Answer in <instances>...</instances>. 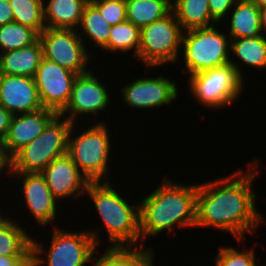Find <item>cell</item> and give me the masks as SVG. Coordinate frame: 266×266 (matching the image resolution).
I'll list each match as a JSON object with an SVG mask.
<instances>
[{"instance_id":"obj_40","label":"cell","mask_w":266,"mask_h":266,"mask_svg":"<svg viewBox=\"0 0 266 266\" xmlns=\"http://www.w3.org/2000/svg\"><path fill=\"white\" fill-rule=\"evenodd\" d=\"M171 4L174 3L176 0H168Z\"/></svg>"},{"instance_id":"obj_17","label":"cell","mask_w":266,"mask_h":266,"mask_svg":"<svg viewBox=\"0 0 266 266\" xmlns=\"http://www.w3.org/2000/svg\"><path fill=\"white\" fill-rule=\"evenodd\" d=\"M0 105L12 115L43 108L34 78L0 74Z\"/></svg>"},{"instance_id":"obj_15","label":"cell","mask_w":266,"mask_h":266,"mask_svg":"<svg viewBox=\"0 0 266 266\" xmlns=\"http://www.w3.org/2000/svg\"><path fill=\"white\" fill-rule=\"evenodd\" d=\"M52 195L58 201L64 199H79L86 197V191L90 181L78 169L71 157L66 153L55 158L42 172Z\"/></svg>"},{"instance_id":"obj_18","label":"cell","mask_w":266,"mask_h":266,"mask_svg":"<svg viewBox=\"0 0 266 266\" xmlns=\"http://www.w3.org/2000/svg\"><path fill=\"white\" fill-rule=\"evenodd\" d=\"M43 58L40 40L25 46L0 53V74L19 75L33 78Z\"/></svg>"},{"instance_id":"obj_6","label":"cell","mask_w":266,"mask_h":266,"mask_svg":"<svg viewBox=\"0 0 266 266\" xmlns=\"http://www.w3.org/2000/svg\"><path fill=\"white\" fill-rule=\"evenodd\" d=\"M72 126L67 118L57 114L37 138L8 161L6 173H41L55 158L67 153Z\"/></svg>"},{"instance_id":"obj_14","label":"cell","mask_w":266,"mask_h":266,"mask_svg":"<svg viewBox=\"0 0 266 266\" xmlns=\"http://www.w3.org/2000/svg\"><path fill=\"white\" fill-rule=\"evenodd\" d=\"M6 177L12 176L22 182L21 192L24 196L25 208H28L27 213L43 228L50 225L57 227L55 220L57 219V204L59 201L52 195L44 177L41 173H5ZM22 180V181H21ZM58 202V203H57Z\"/></svg>"},{"instance_id":"obj_9","label":"cell","mask_w":266,"mask_h":266,"mask_svg":"<svg viewBox=\"0 0 266 266\" xmlns=\"http://www.w3.org/2000/svg\"><path fill=\"white\" fill-rule=\"evenodd\" d=\"M182 35L183 30L173 12L161 20L141 27L137 62L144 63L146 70L150 72L156 66H173L179 62Z\"/></svg>"},{"instance_id":"obj_34","label":"cell","mask_w":266,"mask_h":266,"mask_svg":"<svg viewBox=\"0 0 266 266\" xmlns=\"http://www.w3.org/2000/svg\"><path fill=\"white\" fill-rule=\"evenodd\" d=\"M13 115L0 105V142L7 136Z\"/></svg>"},{"instance_id":"obj_27","label":"cell","mask_w":266,"mask_h":266,"mask_svg":"<svg viewBox=\"0 0 266 266\" xmlns=\"http://www.w3.org/2000/svg\"><path fill=\"white\" fill-rule=\"evenodd\" d=\"M141 28L128 20L111 26L108 44L101 50L110 53L127 54L133 50V57L137 60L140 45ZM127 52V53H126Z\"/></svg>"},{"instance_id":"obj_26","label":"cell","mask_w":266,"mask_h":266,"mask_svg":"<svg viewBox=\"0 0 266 266\" xmlns=\"http://www.w3.org/2000/svg\"><path fill=\"white\" fill-rule=\"evenodd\" d=\"M127 20L143 27L161 20L172 12L168 0H125Z\"/></svg>"},{"instance_id":"obj_7","label":"cell","mask_w":266,"mask_h":266,"mask_svg":"<svg viewBox=\"0 0 266 266\" xmlns=\"http://www.w3.org/2000/svg\"><path fill=\"white\" fill-rule=\"evenodd\" d=\"M218 26L221 25L183 31L181 70L186 76L229 63L230 37L227 32H220Z\"/></svg>"},{"instance_id":"obj_10","label":"cell","mask_w":266,"mask_h":266,"mask_svg":"<svg viewBox=\"0 0 266 266\" xmlns=\"http://www.w3.org/2000/svg\"><path fill=\"white\" fill-rule=\"evenodd\" d=\"M43 58L71 70L77 75L87 73L92 67L91 51L85 46L75 29L45 28L39 34ZM89 67V69H88Z\"/></svg>"},{"instance_id":"obj_23","label":"cell","mask_w":266,"mask_h":266,"mask_svg":"<svg viewBox=\"0 0 266 266\" xmlns=\"http://www.w3.org/2000/svg\"><path fill=\"white\" fill-rule=\"evenodd\" d=\"M93 256V266H154L152 247H107L102 254Z\"/></svg>"},{"instance_id":"obj_1","label":"cell","mask_w":266,"mask_h":266,"mask_svg":"<svg viewBox=\"0 0 266 266\" xmlns=\"http://www.w3.org/2000/svg\"><path fill=\"white\" fill-rule=\"evenodd\" d=\"M258 163L255 159L247 172L238 169L224 178L197 183L195 228L228 232L238 244L247 234H256L258 226L266 223L256 208L257 194L253 189L260 172Z\"/></svg>"},{"instance_id":"obj_29","label":"cell","mask_w":266,"mask_h":266,"mask_svg":"<svg viewBox=\"0 0 266 266\" xmlns=\"http://www.w3.org/2000/svg\"><path fill=\"white\" fill-rule=\"evenodd\" d=\"M39 34L32 28L22 24L11 22L0 26V53L35 43Z\"/></svg>"},{"instance_id":"obj_39","label":"cell","mask_w":266,"mask_h":266,"mask_svg":"<svg viewBox=\"0 0 266 266\" xmlns=\"http://www.w3.org/2000/svg\"><path fill=\"white\" fill-rule=\"evenodd\" d=\"M242 1L255 2V0H236V2H242Z\"/></svg>"},{"instance_id":"obj_2","label":"cell","mask_w":266,"mask_h":266,"mask_svg":"<svg viewBox=\"0 0 266 266\" xmlns=\"http://www.w3.org/2000/svg\"><path fill=\"white\" fill-rule=\"evenodd\" d=\"M154 192L140 200L141 246L150 237L176 227L195 228L197 184H181L164 176ZM172 180V181H171Z\"/></svg>"},{"instance_id":"obj_4","label":"cell","mask_w":266,"mask_h":266,"mask_svg":"<svg viewBox=\"0 0 266 266\" xmlns=\"http://www.w3.org/2000/svg\"><path fill=\"white\" fill-rule=\"evenodd\" d=\"M60 226L53 227L50 245L45 248L32 236V266H86L92 263L94 253H98L100 229L66 231ZM48 249V250H46ZM45 255H42L44 254ZM46 256V257H45ZM45 257V258H44Z\"/></svg>"},{"instance_id":"obj_19","label":"cell","mask_w":266,"mask_h":266,"mask_svg":"<svg viewBox=\"0 0 266 266\" xmlns=\"http://www.w3.org/2000/svg\"><path fill=\"white\" fill-rule=\"evenodd\" d=\"M232 54V55H231ZM230 58L229 63L235 67L239 76L244 79L242 66H248L253 69H261L266 71V36L263 34L256 37H244L238 39H230ZM235 58H234V57ZM242 62L241 65L238 61ZM238 62V63H237ZM241 65V67L239 66Z\"/></svg>"},{"instance_id":"obj_25","label":"cell","mask_w":266,"mask_h":266,"mask_svg":"<svg viewBox=\"0 0 266 266\" xmlns=\"http://www.w3.org/2000/svg\"><path fill=\"white\" fill-rule=\"evenodd\" d=\"M110 30L111 25L104 20L99 10L89 1L84 8L80 24L76 29L85 46L89 44L84 40L86 38L91 41V45H94L95 49L97 46L102 50L108 44Z\"/></svg>"},{"instance_id":"obj_3","label":"cell","mask_w":266,"mask_h":266,"mask_svg":"<svg viewBox=\"0 0 266 266\" xmlns=\"http://www.w3.org/2000/svg\"><path fill=\"white\" fill-rule=\"evenodd\" d=\"M110 181L90 182L85 194L90 197L108 235V247L141 246L140 203L130 204ZM120 193V194H119ZM138 243V244H137Z\"/></svg>"},{"instance_id":"obj_33","label":"cell","mask_w":266,"mask_h":266,"mask_svg":"<svg viewBox=\"0 0 266 266\" xmlns=\"http://www.w3.org/2000/svg\"><path fill=\"white\" fill-rule=\"evenodd\" d=\"M32 256H5L0 255V266H32Z\"/></svg>"},{"instance_id":"obj_38","label":"cell","mask_w":266,"mask_h":266,"mask_svg":"<svg viewBox=\"0 0 266 266\" xmlns=\"http://www.w3.org/2000/svg\"><path fill=\"white\" fill-rule=\"evenodd\" d=\"M255 3L259 6V8L266 7V0H255Z\"/></svg>"},{"instance_id":"obj_28","label":"cell","mask_w":266,"mask_h":266,"mask_svg":"<svg viewBox=\"0 0 266 266\" xmlns=\"http://www.w3.org/2000/svg\"><path fill=\"white\" fill-rule=\"evenodd\" d=\"M14 22L34 29L40 34L45 28L44 0H9Z\"/></svg>"},{"instance_id":"obj_21","label":"cell","mask_w":266,"mask_h":266,"mask_svg":"<svg viewBox=\"0 0 266 266\" xmlns=\"http://www.w3.org/2000/svg\"><path fill=\"white\" fill-rule=\"evenodd\" d=\"M225 19L230 21L227 28L230 30L227 33L230 39L256 38L262 35L260 8L255 2H236Z\"/></svg>"},{"instance_id":"obj_13","label":"cell","mask_w":266,"mask_h":266,"mask_svg":"<svg viewBox=\"0 0 266 266\" xmlns=\"http://www.w3.org/2000/svg\"><path fill=\"white\" fill-rule=\"evenodd\" d=\"M76 77L71 70L42 58L33 78L43 108L59 114L67 106Z\"/></svg>"},{"instance_id":"obj_30","label":"cell","mask_w":266,"mask_h":266,"mask_svg":"<svg viewBox=\"0 0 266 266\" xmlns=\"http://www.w3.org/2000/svg\"><path fill=\"white\" fill-rule=\"evenodd\" d=\"M254 247L239 251L232 247H219L218 254L214 259L215 266H258Z\"/></svg>"},{"instance_id":"obj_37","label":"cell","mask_w":266,"mask_h":266,"mask_svg":"<svg viewBox=\"0 0 266 266\" xmlns=\"http://www.w3.org/2000/svg\"><path fill=\"white\" fill-rule=\"evenodd\" d=\"M7 166H8V162L6 161V159L3 156L2 153V148H1V142H0V174H4V169L5 172H7Z\"/></svg>"},{"instance_id":"obj_35","label":"cell","mask_w":266,"mask_h":266,"mask_svg":"<svg viewBox=\"0 0 266 266\" xmlns=\"http://www.w3.org/2000/svg\"><path fill=\"white\" fill-rule=\"evenodd\" d=\"M14 22L13 10L9 0H0V26Z\"/></svg>"},{"instance_id":"obj_12","label":"cell","mask_w":266,"mask_h":266,"mask_svg":"<svg viewBox=\"0 0 266 266\" xmlns=\"http://www.w3.org/2000/svg\"><path fill=\"white\" fill-rule=\"evenodd\" d=\"M159 74L158 76L143 77L132 80V83L124 84L121 88L122 99L125 105L131 109H159L164 105H171L172 101H177L180 93L177 83ZM159 107V108H158Z\"/></svg>"},{"instance_id":"obj_22","label":"cell","mask_w":266,"mask_h":266,"mask_svg":"<svg viewBox=\"0 0 266 266\" xmlns=\"http://www.w3.org/2000/svg\"><path fill=\"white\" fill-rule=\"evenodd\" d=\"M0 211V255L31 256L32 237L20 221ZM25 229H24V228Z\"/></svg>"},{"instance_id":"obj_36","label":"cell","mask_w":266,"mask_h":266,"mask_svg":"<svg viewBox=\"0 0 266 266\" xmlns=\"http://www.w3.org/2000/svg\"><path fill=\"white\" fill-rule=\"evenodd\" d=\"M260 22L262 34L266 36V7L260 8Z\"/></svg>"},{"instance_id":"obj_16","label":"cell","mask_w":266,"mask_h":266,"mask_svg":"<svg viewBox=\"0 0 266 266\" xmlns=\"http://www.w3.org/2000/svg\"><path fill=\"white\" fill-rule=\"evenodd\" d=\"M56 115L54 110L47 108L33 113L13 115L7 136L1 143L6 161L37 138Z\"/></svg>"},{"instance_id":"obj_8","label":"cell","mask_w":266,"mask_h":266,"mask_svg":"<svg viewBox=\"0 0 266 266\" xmlns=\"http://www.w3.org/2000/svg\"><path fill=\"white\" fill-rule=\"evenodd\" d=\"M192 98L204 108H226L235 103L244 91L245 81L230 63L187 76Z\"/></svg>"},{"instance_id":"obj_24","label":"cell","mask_w":266,"mask_h":266,"mask_svg":"<svg viewBox=\"0 0 266 266\" xmlns=\"http://www.w3.org/2000/svg\"><path fill=\"white\" fill-rule=\"evenodd\" d=\"M172 12L183 31L218 24L210 14L208 0H176Z\"/></svg>"},{"instance_id":"obj_31","label":"cell","mask_w":266,"mask_h":266,"mask_svg":"<svg viewBox=\"0 0 266 266\" xmlns=\"http://www.w3.org/2000/svg\"><path fill=\"white\" fill-rule=\"evenodd\" d=\"M111 26L127 20L125 0H90Z\"/></svg>"},{"instance_id":"obj_32","label":"cell","mask_w":266,"mask_h":266,"mask_svg":"<svg viewBox=\"0 0 266 266\" xmlns=\"http://www.w3.org/2000/svg\"><path fill=\"white\" fill-rule=\"evenodd\" d=\"M212 18L219 24L223 23L236 0H208ZM224 19V20H223ZM223 20V21H222Z\"/></svg>"},{"instance_id":"obj_5","label":"cell","mask_w":266,"mask_h":266,"mask_svg":"<svg viewBox=\"0 0 266 266\" xmlns=\"http://www.w3.org/2000/svg\"><path fill=\"white\" fill-rule=\"evenodd\" d=\"M76 124L69 133L67 154L90 182L108 181L112 144L106 120L89 124L77 136Z\"/></svg>"},{"instance_id":"obj_20","label":"cell","mask_w":266,"mask_h":266,"mask_svg":"<svg viewBox=\"0 0 266 266\" xmlns=\"http://www.w3.org/2000/svg\"><path fill=\"white\" fill-rule=\"evenodd\" d=\"M44 23L46 28L77 29L85 6L90 0H44Z\"/></svg>"},{"instance_id":"obj_11","label":"cell","mask_w":266,"mask_h":266,"mask_svg":"<svg viewBox=\"0 0 266 266\" xmlns=\"http://www.w3.org/2000/svg\"><path fill=\"white\" fill-rule=\"evenodd\" d=\"M95 73L91 69L87 73L77 75L67 106L59 113L73 124L79 121L78 117L82 120L81 116L84 115L95 114L97 119L96 116H100L99 113L107 110L110 105L111 95L104 85L106 81L102 82L97 71Z\"/></svg>"}]
</instances>
